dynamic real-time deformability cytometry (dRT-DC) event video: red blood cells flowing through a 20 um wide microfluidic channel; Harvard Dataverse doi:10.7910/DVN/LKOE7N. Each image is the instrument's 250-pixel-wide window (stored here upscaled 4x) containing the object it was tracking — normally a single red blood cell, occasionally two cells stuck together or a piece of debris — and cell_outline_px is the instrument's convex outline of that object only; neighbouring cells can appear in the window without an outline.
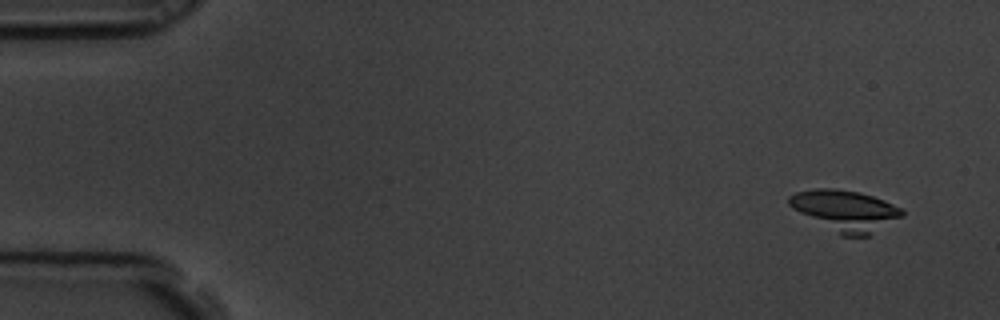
{"species": "common noctule bat (a hibernating species)", "species_latin": "Nyctalus noctula", "temperature_condition": "room temperature", "stored_images_in_passage": 5, "camera_frame_rate_fps": 3000, "um_per_image_px": 0.085, "animal": {"sex": "male", "body_mass_g": 19.5, "forearm_length_mm": 54.6}, "frame": {"image": 1, "passage_image": 1, "time_ms": 0.0, "image_size_px": [1000, 320], "cell_outline_px": [[904, 216], [868, 236], [840, 236], [792, 208], [788, 204], [788, 196], [796, 192], [816, 188], [832, 188], [860, 192], [884, 200], [900, 208], [904, 212]], "centroid_in_image_um": [71.85, 17.91], "position_along_channel_um": 13.1, "area_um2": 26.99}}
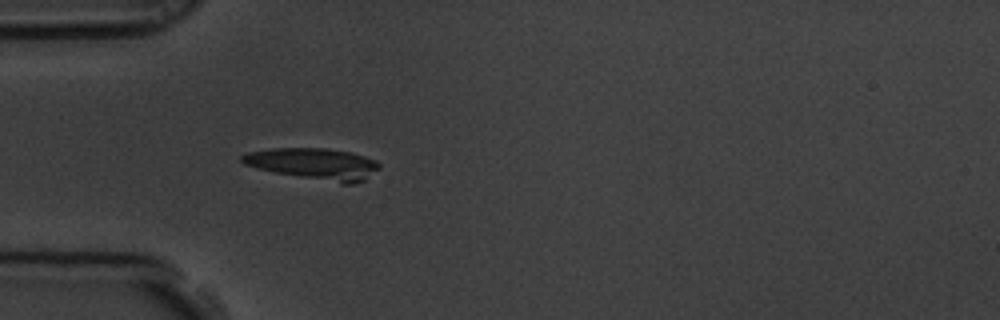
{"frame": {"image": 2, "passage_image": 5, "time_ms": 1.333, "image_size_px": [1000, 320], "cell_outline_px": [[380, 168], [364, 180], [352, 184], [340, 184], [276, 172], [244, 164], [240, 160], [240, 156], [248, 152], [272, 148], [324, 148], [352, 152], [376, 160], [380, 164]], "centroid_in_image_um": [26.72, 13.92], "position_along_channel_um": 58.3, "area_um2": 25.09}}